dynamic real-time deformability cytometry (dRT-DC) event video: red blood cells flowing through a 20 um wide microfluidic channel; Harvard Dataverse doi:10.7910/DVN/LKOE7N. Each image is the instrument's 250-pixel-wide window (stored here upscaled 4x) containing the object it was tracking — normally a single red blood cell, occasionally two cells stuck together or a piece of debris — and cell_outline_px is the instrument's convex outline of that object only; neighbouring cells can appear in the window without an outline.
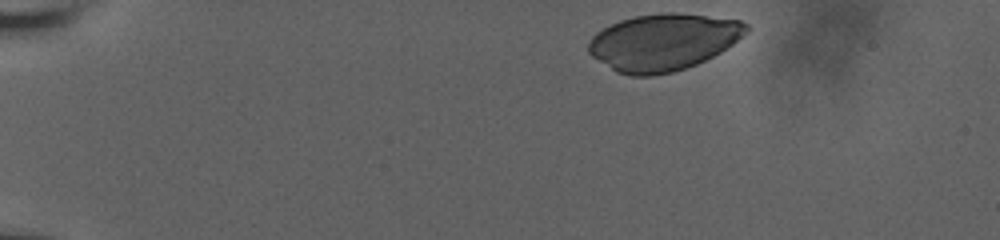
{"species": "human", "species_latin": "Homo sapiens", "temperature_condition": "room temperature", "stored_images_in_passage": 41, "camera_frame_rate_fps": 3000, "um_per_image_px": 0.085, "donor": {"sex": "male"}, "frame": {"image": 1, "passage_image": 1, "time_ms": 0.0, "image_size_px": [1000, 240], "cell_outline_px": [[748, 32], [732, 44], [720, 52], [696, 64], [672, 72], [652, 76], [632, 76], [616, 72], [592, 56], [588, 52], [588, 40], [596, 32], [620, 20], [632, 16], [660, 12], [676, 12], [740, 20], [748, 24]], "centroid_in_image_um": [56.35, 3.57], "position_along_channel_um": 28.6, "area_um2": 52.25}}
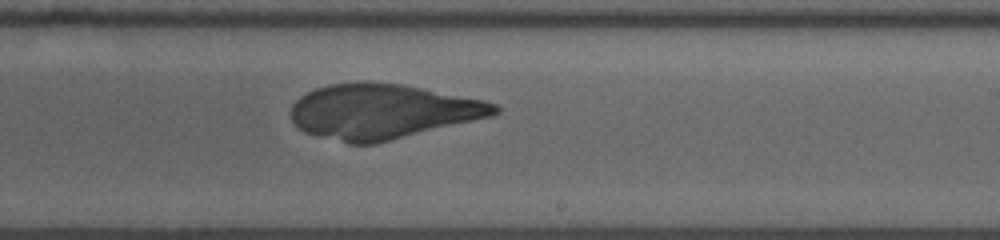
{"frame": {"image": 2, "passage_image": 28, "time_ms": 9.0, "image_size_px": [1000, 240], "cell_outline_px": [[500, 112], [492, 116], [376, 144], [348, 144], [304, 132], [296, 128], [292, 120], [292, 104], [300, 96], [316, 88], [328, 84], [404, 84], [484, 100], [496, 104], [500, 108]], "centroid_in_image_um": [32.52, 9.51], "position_along_channel_um": 256.5, "area_um2": 64.56}}
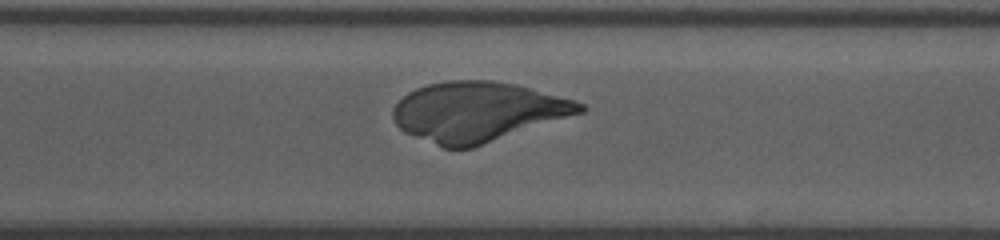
{"frame": {"image": 3, "passage_image": 34, "time_ms": 11.0, "image_size_px": [1000, 240], "cell_outline_px": [[588, 108], [584, 112], [472, 148], [444, 148], [404, 132], [396, 124], [392, 116], [392, 108], [408, 92], [416, 88], [428, 84], [444, 80], [492, 80], [516, 84], [576, 100], [584, 104]], "centroid_in_image_um": [40.61, 9.49], "position_along_channel_um": 330.0, "area_um2": 65.14}}